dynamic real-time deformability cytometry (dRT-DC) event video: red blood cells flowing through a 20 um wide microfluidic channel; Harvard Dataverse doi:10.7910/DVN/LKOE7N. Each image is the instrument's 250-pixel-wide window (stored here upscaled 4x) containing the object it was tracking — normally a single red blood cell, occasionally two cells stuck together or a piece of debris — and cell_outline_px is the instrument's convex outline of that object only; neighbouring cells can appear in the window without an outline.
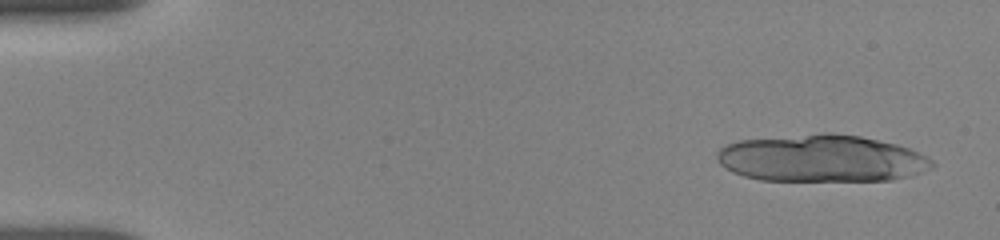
{"species": "human", "species_latin": "Homo sapiens", "temperature_condition": "room temperature", "stored_images_in_passage": 21, "camera_frame_rate_fps": 3000, "um_per_image_px": 0.085, "donor": {"sex": "female"}, "frame": {"image": 1, "passage_image": 1, "time_ms": 0.0, "image_size_px": [1000, 240], "cell_outline_px": [[936, 164], [932, 168], [908, 176], [892, 180], [760, 180], [744, 176], [732, 172], [720, 164], [716, 160], [716, 152], [720, 148], [728, 144], [740, 140], [824, 132], [832, 132], [860, 136], [896, 144], [908, 148], [932, 160]], "centroid_in_image_um": [69.8, 13.45], "position_along_channel_um": 15.2, "area_um2": 58.96}}
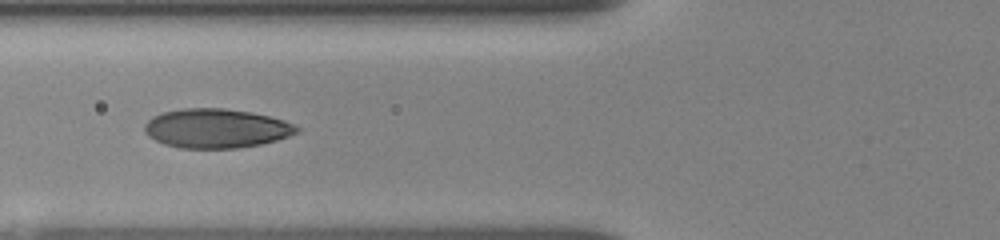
{"frame": {"image": 2, "passage_image": 9, "time_ms": 6.0, "image_size_px": [1000, 240], "cell_outline_px": [[300, 132], [276, 140], [260, 144], [236, 148], [180, 148], [164, 144], [148, 136], [144, 132], [144, 124], [152, 116], [160, 112], [184, 108], [224, 108], [252, 112], [284, 120], [300, 128]], "centroid_in_image_um": [18.35, 10.9], "position_along_channel_um": 107.4, "area_um2": 34.91}}
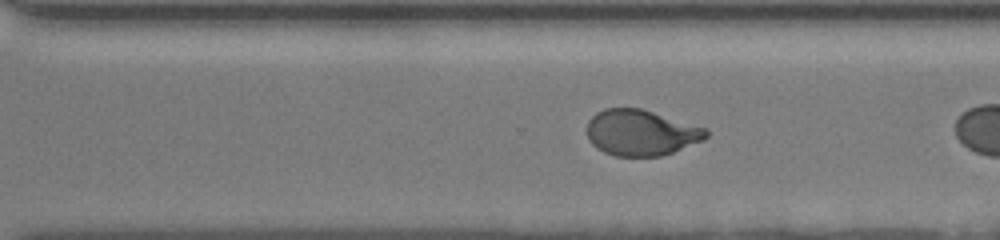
{"frame": {"image": 3, "passage_image": 20, "time_ms": 10.667, "image_size_px": [1000, 240], "cell_outline_px": [[708, 136], [704, 140], [672, 152], [660, 156], [616, 156], [604, 152], [596, 148], [588, 140], [588, 120], [596, 112], [604, 108], [640, 108], [708, 128]], "centroid_in_image_um": [54.49, 11.27], "position_along_channel_um": 316.1, "area_um2": 31.91}}